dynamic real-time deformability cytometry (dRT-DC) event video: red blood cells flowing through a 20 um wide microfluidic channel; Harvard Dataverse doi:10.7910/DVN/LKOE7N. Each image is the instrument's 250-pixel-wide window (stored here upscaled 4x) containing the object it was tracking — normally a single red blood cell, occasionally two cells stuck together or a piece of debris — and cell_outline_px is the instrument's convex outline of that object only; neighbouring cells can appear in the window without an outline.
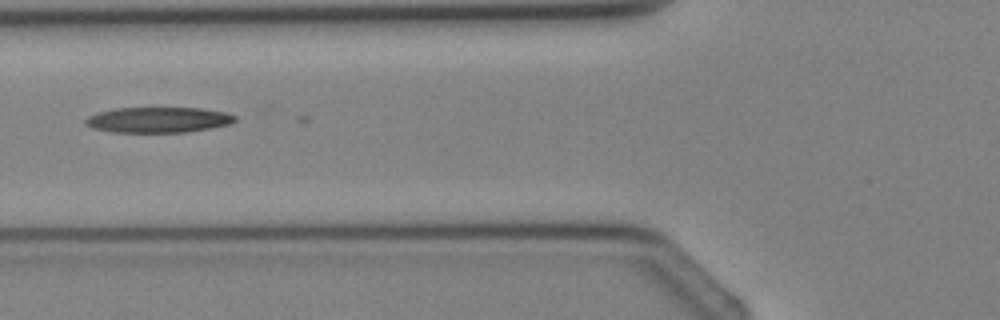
{"species": "Egyptian fruit bat (a non-hibernating species)", "species_latin": "Rousettus aegyptiacus", "temperature_condition": "cold", "stored_images_in_passage": 3, "camera_frame_rate_fps": 3000, "um_per_image_px": 0.085, "animal": {"sex": "female"}, "frame": {"image": 1, "passage_image": 2, "time_ms": 1.333, "image_size_px": [1000, 320], "cell_outline_px": [[236, 120], [232, 124], [212, 128], [188, 132], [112, 132], [92, 128], [84, 124], [84, 120], [88, 116], [100, 112], [116, 108], [200, 108], [224, 112], [236, 116]], "centroid_in_image_um": [13.46, 10.19], "position_along_channel_um": 112.3, "area_um2": 22.31}}